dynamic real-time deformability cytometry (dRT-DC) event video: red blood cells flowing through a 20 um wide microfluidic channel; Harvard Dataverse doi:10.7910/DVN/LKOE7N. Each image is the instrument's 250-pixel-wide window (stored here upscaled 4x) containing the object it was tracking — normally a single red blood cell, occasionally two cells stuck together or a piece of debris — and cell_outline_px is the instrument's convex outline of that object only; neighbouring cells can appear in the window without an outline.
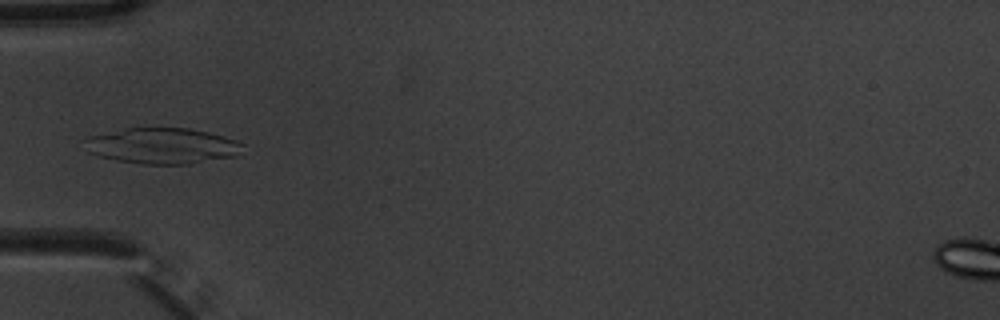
{"species": "common noctule bat (a hibernating species)", "species_latin": "Nyctalus noctula", "temperature_condition": "warm", "stored_images_in_passage": 7, "camera_frame_rate_fps": 3000, "um_per_image_px": 0.085, "animal": {"sex": "male", "body_mass_g": 20.1, "forearm_length_mm": 53.5}, "frame": {"image": 1, "passage_image": 4, "time_ms": 1.0, "image_size_px": [1000, 320], "cell_outline_px": [[244, 144], [236, 156], [188, 164], [144, 164], [116, 160], [96, 156], [88, 152], [80, 140], [88, 136], [128, 128], [188, 128], [208, 132], [224, 136], [236, 140]], "centroid_in_image_um": [13.73, 12.4], "position_along_channel_um": 71.3, "area_um2": 33.18}}
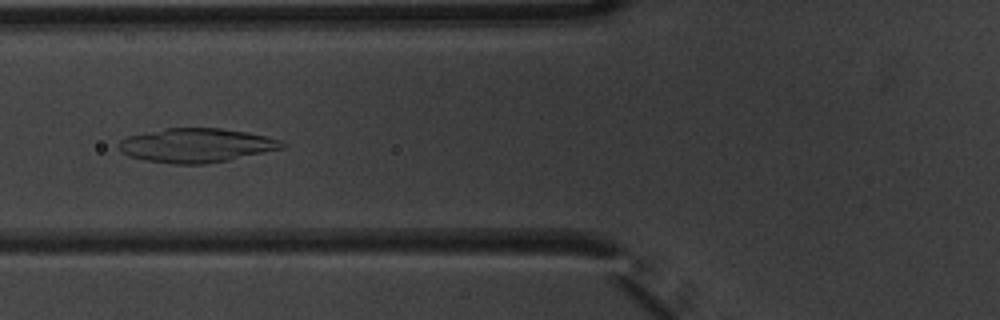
{"frame": {"image": 2, "passage_image": 5, "time_ms": 1.333, "image_size_px": [1000, 320], "cell_outline_px": [[284, 148], [228, 160], [204, 164], [176, 164], [144, 160], [128, 156], [116, 148], [116, 144], [120, 140], [128, 136], [164, 128], [220, 128], [248, 132], [268, 136], [280, 140], [284, 144]], "centroid_in_image_um": [16.65, 12.35], "position_along_channel_um": 109.1, "area_um2": 32.54}}